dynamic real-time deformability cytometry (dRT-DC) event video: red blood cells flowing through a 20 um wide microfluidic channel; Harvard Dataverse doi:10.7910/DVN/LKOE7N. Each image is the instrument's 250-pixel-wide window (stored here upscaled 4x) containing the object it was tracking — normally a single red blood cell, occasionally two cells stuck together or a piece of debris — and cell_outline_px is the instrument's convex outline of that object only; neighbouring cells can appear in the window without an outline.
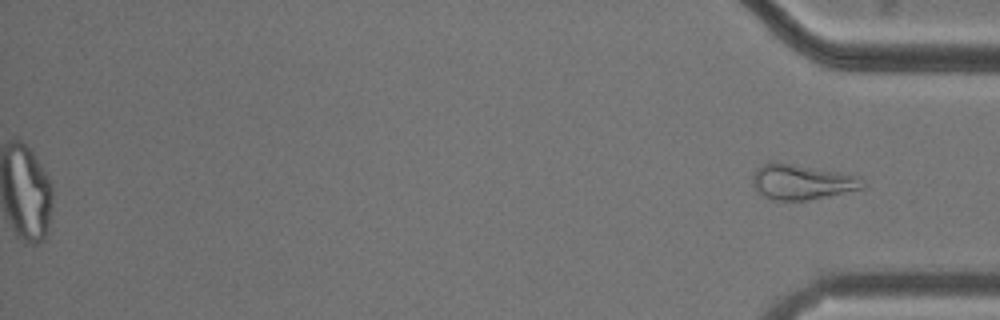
{"species": "common noctule bat (a hibernating species)", "species_latin": "Nyctalus noctula", "temperature_condition": "cold", "stored_images_in_passage": 42, "segment_of_instrument_passage": [2, 2], "camera_frame_rate_fps": 3000, "um_per_image_px": 0.085, "animal": {"sex": "male", "body_mass_g": 20.5, "forearm_length_mm": 52.5}, "frame": {"image": 1, "passage_image": 42, "time_ms": 13.667, "image_size_px": [1000, 320], "cell_outline_px": [[868, 184], [864, 188], [828, 196], [808, 200], [772, 200], [764, 196], [756, 188], [752, 180], [752, 176], [756, 168], [768, 160], [772, 160], [848, 172], [860, 176]], "centroid_in_image_um": [68.22, 15.42], "position_along_channel_um": 367.0, "area_um2": 23.35}}